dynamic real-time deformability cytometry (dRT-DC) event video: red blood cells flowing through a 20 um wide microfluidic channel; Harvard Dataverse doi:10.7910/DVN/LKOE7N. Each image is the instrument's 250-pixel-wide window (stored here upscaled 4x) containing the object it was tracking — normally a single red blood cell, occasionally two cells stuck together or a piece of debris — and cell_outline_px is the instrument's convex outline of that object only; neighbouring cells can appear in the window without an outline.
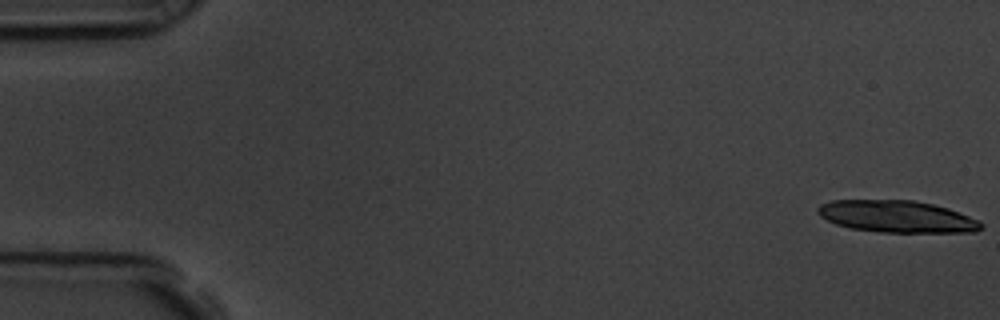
{"species": "common noctule bat (a hibernating species)", "species_latin": "Nyctalus noctula", "temperature_condition": "room temperature", "stored_images_in_passage": 15, "camera_frame_rate_fps": 3000, "um_per_image_px": 0.085, "animal": {"sex": "male", "body_mass_g": 19.5, "forearm_length_mm": 54.6}, "frame": {"image": 1, "passage_image": 1, "time_ms": 0.0, "image_size_px": [1000, 320], "cell_outline_px": [[984, 228], [976, 232], [880, 232], [852, 228], [836, 224], [820, 216], [816, 212], [816, 208], [820, 204], [832, 200], [916, 200], [948, 208], [980, 220], [984, 224]], "centroid_in_image_um": [76.27, 18.4], "position_along_channel_um": 8.7, "area_um2": 30.58}}